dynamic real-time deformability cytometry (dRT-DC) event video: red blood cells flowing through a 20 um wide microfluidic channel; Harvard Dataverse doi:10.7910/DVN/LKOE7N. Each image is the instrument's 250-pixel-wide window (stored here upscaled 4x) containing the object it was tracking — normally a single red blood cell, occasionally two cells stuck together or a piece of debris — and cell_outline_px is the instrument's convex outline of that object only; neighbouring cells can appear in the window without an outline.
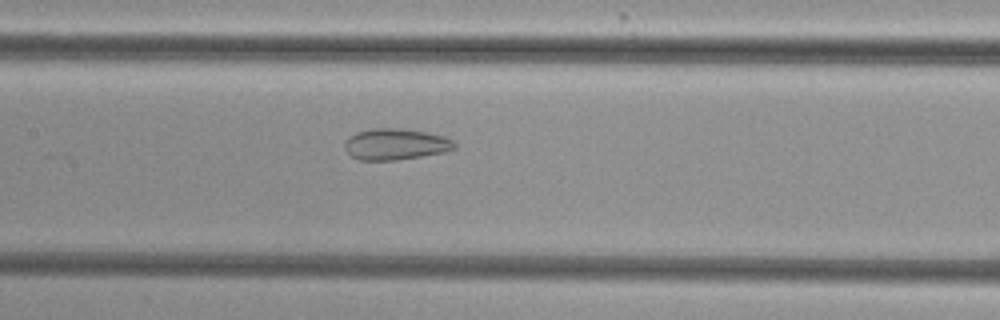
{"species": "common noctule bat (a hibernating species)", "species_latin": "Nyctalus noctula", "temperature_condition": "cold", "stored_images_in_passage": 37, "camera_frame_rate_fps": 3000, "um_per_image_px": 0.085, "animal": {"sex": "female", "body_mass_g": 29.2, "forearm_length_mm": 56.3}, "frame": {"image": 1, "passage_image": 10, "time_ms": 3.0, "image_size_px": [1000, 320], "cell_outline_px": [[456, 148], [444, 152], [396, 160], [360, 160], [352, 156], [344, 148], [344, 144], [356, 132], [372, 128], [400, 128], [428, 132], [444, 136], [452, 140], [456, 144]], "centroid_in_image_um": [33.65, 12.25], "position_along_channel_um": 173.8, "area_um2": 19.88}}
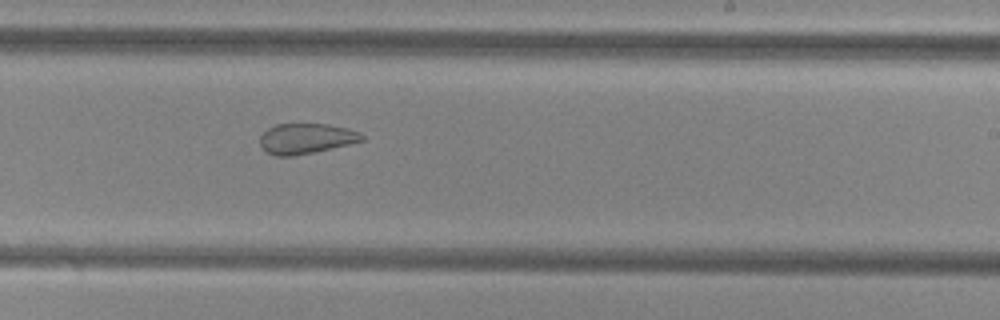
{"frame": {"image": 2, "passage_image": 17, "time_ms": 5.333, "image_size_px": [1000, 320], "cell_outline_px": [[364, 140], [348, 144], [312, 152], [292, 156], [276, 156], [268, 152], [260, 144], [260, 136], [268, 128], [276, 124], [328, 124], [348, 128], [360, 132], [364, 136]], "centroid_in_image_um": [26.02, 11.76], "position_along_channel_um": 263.0, "area_um2": 17.8}}
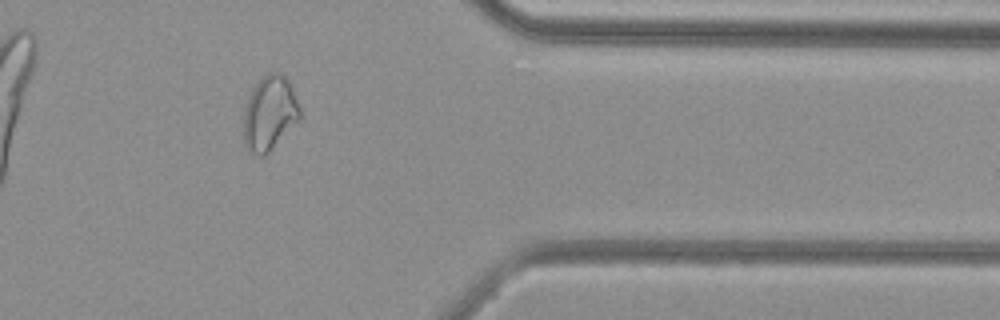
{"frame": {"image": 3, "passage_image": 28, "time_ms": 9.0, "image_size_px": [1000, 320], "cell_outline_px": [[300, 120], [264, 156], [256, 156], [244, 144], [244, 108], [248, 96], [252, 88], [268, 72], [280, 72], [292, 84], [300, 108]], "centroid_in_image_um": [22.93, 9.6], "position_along_channel_um": 388.5, "area_um2": 24.51}, "authors_computed_cell_mechanics": {"area_um2": 21.3282, "velocity_mm_per_s": 3.8344, "shape_relaxation_time_tau1_ms": null, "shape_relaxation_time_tau2_ms": 2.2218, "deformation_change_tau1": null, "deformation_change_tau2": 0.0862}}